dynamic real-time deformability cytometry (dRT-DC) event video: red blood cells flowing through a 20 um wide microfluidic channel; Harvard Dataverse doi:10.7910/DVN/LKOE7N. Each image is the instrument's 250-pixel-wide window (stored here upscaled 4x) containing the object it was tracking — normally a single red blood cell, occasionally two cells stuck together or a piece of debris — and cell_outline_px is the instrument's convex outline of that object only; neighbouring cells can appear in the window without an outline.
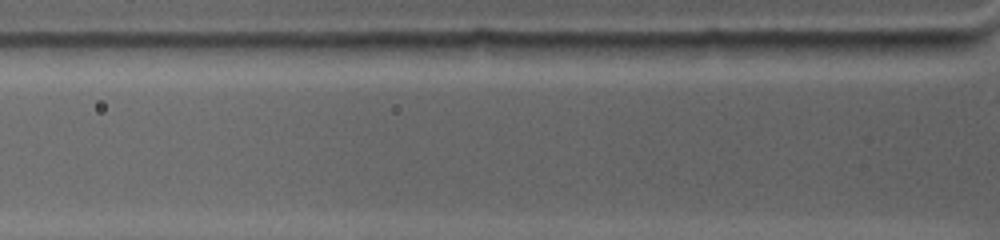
{"species": "common noctule bat (a hibernating species)", "species_latin": "Nyctalus noctula", "temperature_condition": "warm", "stored_images_in_passage": 3, "camera_frame_rate_fps": 4500, "um_per_image_px": 0.085, "animal": {"sex": "female", "body_mass_g": 19.0, "forearm_length_mm": 53.3}, "frame": {"image": 1, "passage_image": 3, "time_ms": 0.444, "image_size_px": [1000, 240], "cell_outline_px": [[980, 40], [976, 44], [968, 48], [932, 56], [900, 60], [856, 56], [848, 44], [848, 40]], "centroid_in_image_um": [77.08, 4.09], "position_along_channel_um": 48.7, "area_um2": 13.99}}